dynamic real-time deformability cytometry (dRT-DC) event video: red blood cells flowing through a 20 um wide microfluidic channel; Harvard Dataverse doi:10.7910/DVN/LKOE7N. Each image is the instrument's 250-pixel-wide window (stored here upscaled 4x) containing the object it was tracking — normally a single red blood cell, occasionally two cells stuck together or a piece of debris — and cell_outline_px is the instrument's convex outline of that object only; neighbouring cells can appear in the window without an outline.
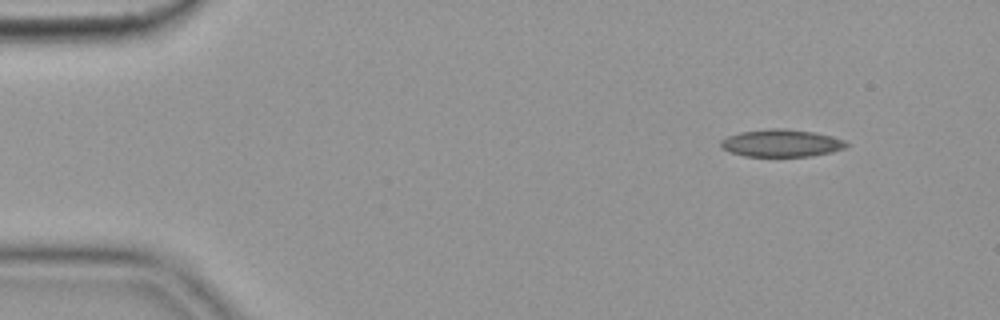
{"species": "common noctule bat (a hibernating species)", "species_latin": "Nyctalus noctula", "temperature_condition": "cold", "stored_images_in_passage": 50, "camera_frame_rate_fps": 3000, "um_per_image_px": 0.085, "animal": {"sex": "female", "body_mass_g": 19.9}, "frame": {"image": 1, "passage_image": 1, "time_ms": 0.0, "image_size_px": [1000, 320], "cell_outline_px": [[848, 144], [844, 148], [832, 152], [812, 156], [744, 156], [728, 152], [720, 148], [720, 140], [728, 136], [740, 132], [772, 128], [784, 128], [812, 132], [832, 136], [844, 140]], "centroid_in_image_um": [66.37, 12.17], "position_along_channel_um": 18.6, "area_um2": 20.11}}
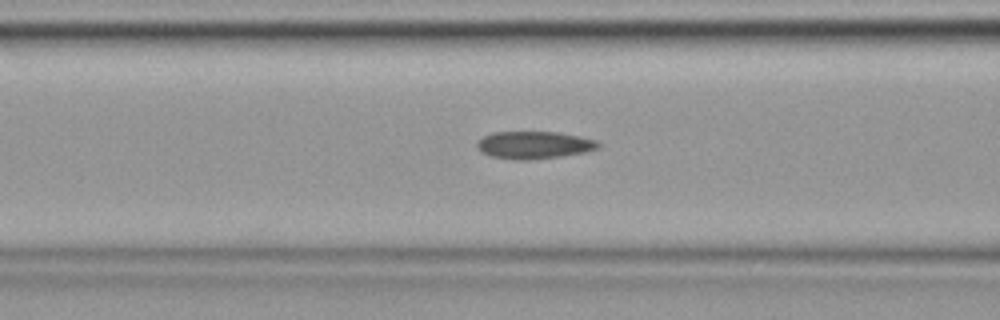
{"frame": {"image": 2, "passage_image": 17, "time_ms": 5.333, "image_size_px": [1000, 320], "cell_outline_px": [[600, 148], [584, 152], [560, 156], [528, 160], [512, 160], [492, 156], [480, 152], [476, 148], [476, 144], [484, 136], [496, 132], [556, 132], [580, 136], [596, 140], [600, 144]], "centroid_in_image_um": [45.39, 12.33], "position_along_channel_um": 121.2, "area_um2": 19.36}}
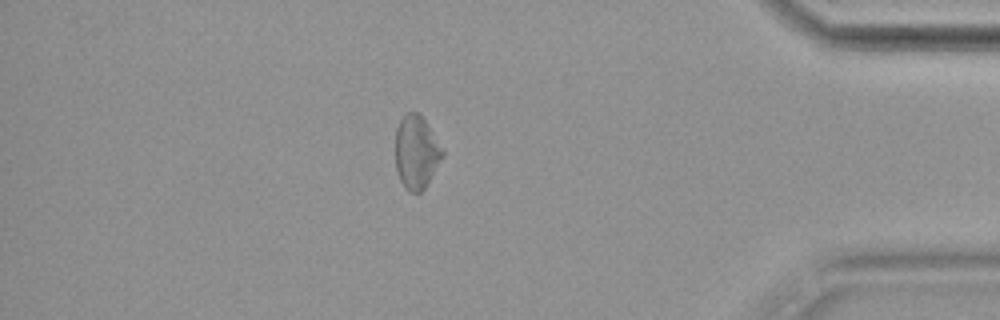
{"frame": {"image": 3, "passage_image": 43, "time_ms": 14.0, "image_size_px": [1000, 320], "cell_outline_px": [[444, 156], [424, 188], [420, 192], [408, 192], [404, 188], [400, 180], [396, 168], [396, 128], [400, 120], [408, 112], [416, 112], [428, 124], [444, 152]], "centroid_in_image_um": [35.38, 12.95], "position_along_channel_um": 399.8, "area_um2": 19.88}, "authors_computed_cell_mechanics": {"area_um2": 19.941, "velocity_mm_per_s": 3.6202, "shape_relaxation_time_tau1_ms": null, "shape_relaxation_time_tau2_ms": 4.5661, "deformation_change_tau1": null, "deformation_change_tau2": 0.127}}